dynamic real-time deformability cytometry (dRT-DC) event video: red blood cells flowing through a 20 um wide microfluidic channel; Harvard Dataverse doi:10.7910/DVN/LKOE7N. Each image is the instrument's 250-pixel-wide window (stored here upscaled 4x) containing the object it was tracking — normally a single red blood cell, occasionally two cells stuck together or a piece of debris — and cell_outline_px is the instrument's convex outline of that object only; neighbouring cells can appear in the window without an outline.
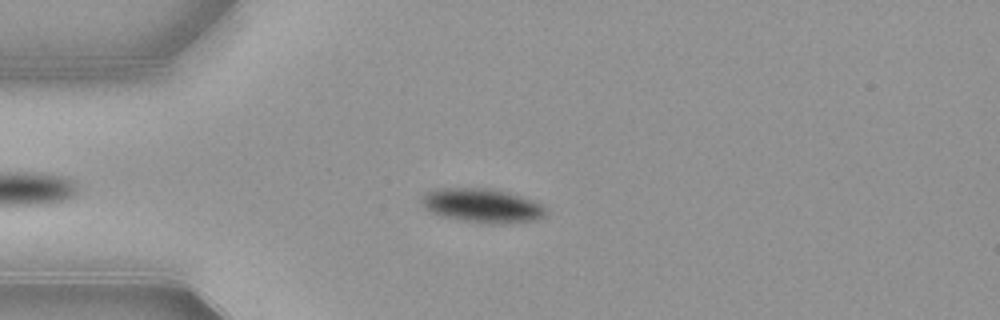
{"species": "common noctule bat (a hibernating species)", "species_latin": "Nyctalus noctula", "temperature_condition": "warm", "stored_images_in_passage": 42, "camera_frame_rate_fps": 3000, "um_per_image_px": 0.085, "animal": {"sex": "female", "body_mass_g": 21.9}, "frame": {"image": 1, "passage_image": 11, "time_ms": 3.333, "image_size_px": [1000, 320], "cell_outline_px": [[544, 216], [536, 220], [504, 224], [480, 224], [440, 216], [424, 208], [420, 204], [420, 200], [424, 192], [432, 188], [492, 188], [508, 192], [532, 200], [540, 204], [544, 208]], "centroid_in_image_um": [40.9, 17.48], "position_along_channel_um": 44.1, "area_um2": 25.09}}
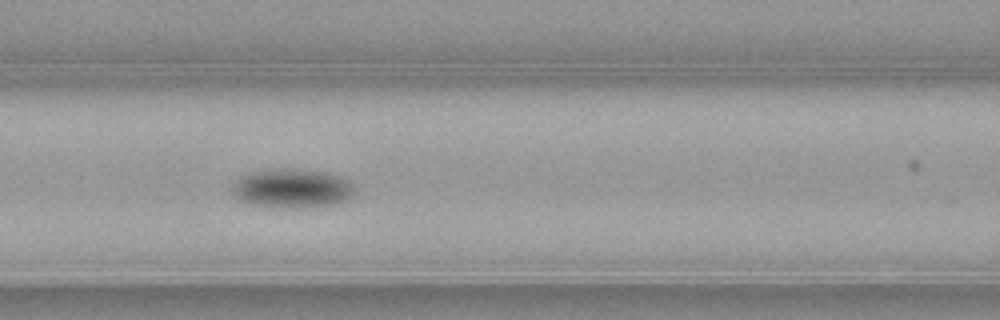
{"frame": {"image": 2, "passage_image": 20, "time_ms": 6.333, "image_size_px": [1000, 320], "cell_outline_px": [[352, 196], [344, 200], [332, 204], [296, 208], [252, 204], [240, 200], [232, 192], [232, 184], [240, 176], [248, 172], [268, 168], [300, 168], [324, 172], [340, 176], [348, 180], [352, 184]], "centroid_in_image_um": [24.77, 15.97], "position_along_channel_um": 141.8, "area_um2": 27.86}}
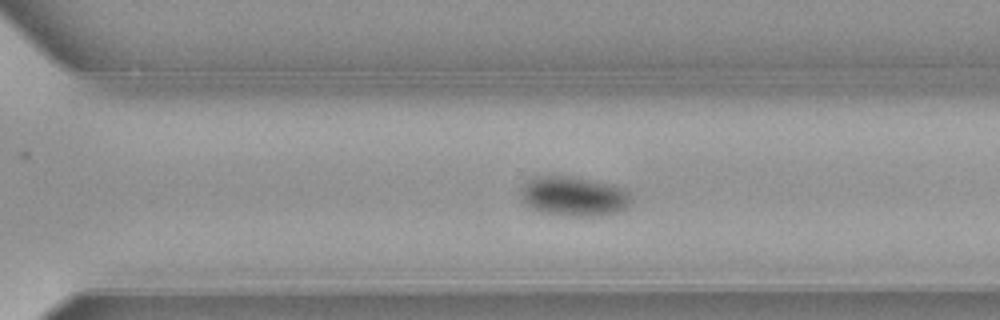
{"frame": {"image": 3, "passage_image": 34, "time_ms": 11.0, "image_size_px": [1000, 320], "cell_outline_px": [[632, 200], [628, 208], [608, 216], [552, 216], [532, 208], [520, 196], [520, 188], [524, 180], [536, 176], [572, 176], [612, 184], [624, 188], [628, 192]], "centroid_in_image_um": [48.78, 16.69], "position_along_channel_um": 321.8, "area_um2": 26.24}, "authors_computed_cell_mechanics": {"area_um2": 26.2123, "velocity_mm_per_s": 3.8693, "shape_relaxation_time_tau1_ms": 1.8577, "shape_relaxation_time_tau2_ms": null, "deformation_change_tau1": 0.0859, "deformation_change_tau2": null}}